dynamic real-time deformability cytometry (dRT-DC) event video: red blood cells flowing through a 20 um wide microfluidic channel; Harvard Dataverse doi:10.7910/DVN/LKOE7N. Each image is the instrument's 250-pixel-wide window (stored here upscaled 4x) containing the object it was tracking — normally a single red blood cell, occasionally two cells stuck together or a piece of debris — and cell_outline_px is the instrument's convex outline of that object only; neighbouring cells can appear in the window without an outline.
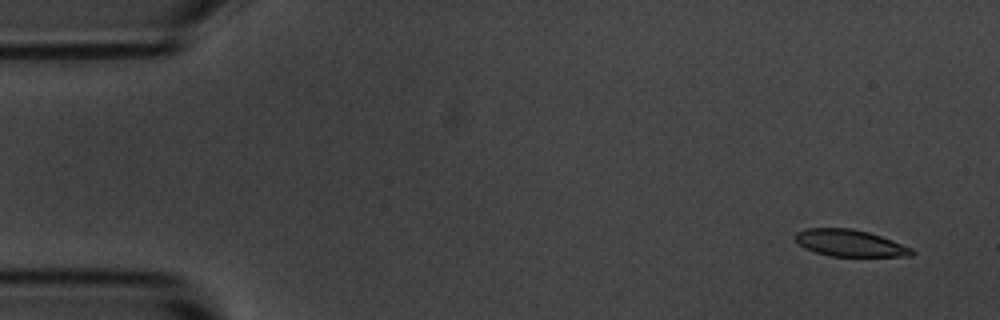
{"species": "common noctule bat (a hibernating species)", "species_latin": "Nyctalus noctula", "temperature_condition": "room temperature", "stored_images_in_passage": 6, "camera_frame_rate_fps": 3000, "um_per_image_px": 0.085, "animal": {"sex": "male", "body_mass_g": 20.1, "forearm_length_mm": 53.5}, "frame": {"image": 1, "passage_image": 1, "time_ms": 0.0, "image_size_px": [1000, 320], "cell_outline_px": [[916, 252], [912, 256], [828, 256], [804, 248], [792, 236], [796, 232], [808, 228], [852, 228], [868, 232], [892, 240], [912, 248]], "centroid_in_image_um": [72.23, 20.66], "position_along_channel_um": 12.8, "area_um2": 18.21}}
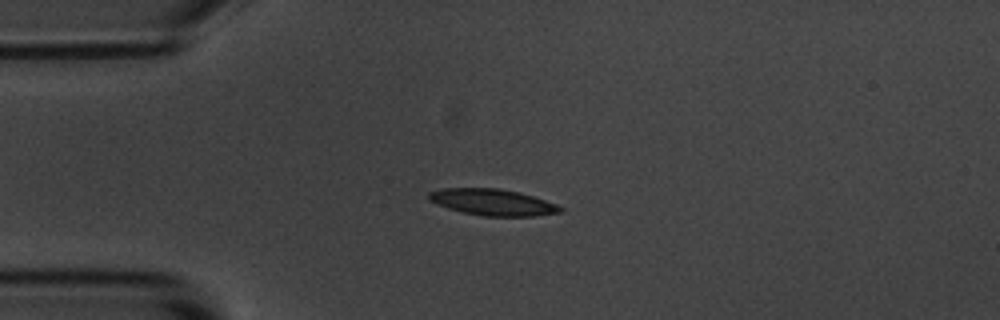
{"frame": {"image": 2, "passage_image": 4, "time_ms": 3.333, "image_size_px": [1000, 320], "cell_outline_px": [[564, 212], [536, 216], [480, 216], [448, 208], [428, 200], [428, 192], [444, 188], [500, 188], [520, 192], [556, 204], [564, 208]], "centroid_in_image_um": [41.9, 17.19], "position_along_channel_um": 43.1, "area_um2": 20.29}}